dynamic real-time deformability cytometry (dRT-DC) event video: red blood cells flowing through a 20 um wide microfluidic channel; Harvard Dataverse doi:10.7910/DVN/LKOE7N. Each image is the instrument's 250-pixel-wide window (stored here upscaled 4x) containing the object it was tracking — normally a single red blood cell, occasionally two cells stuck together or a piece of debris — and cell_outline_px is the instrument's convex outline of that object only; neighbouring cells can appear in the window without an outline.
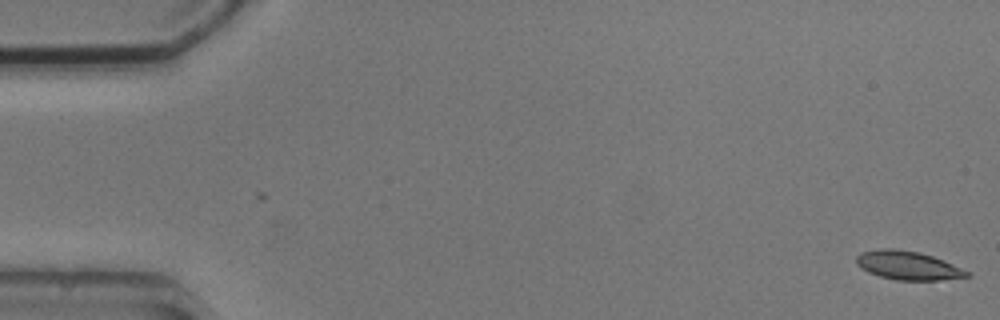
{"species": "common noctule bat (a hibernating species)", "species_latin": "Nyctalus noctula", "temperature_condition": "cold", "stored_images_in_passage": 5, "camera_frame_rate_fps": 3000, "um_per_image_px": 0.085, "animal": {"sex": "male", "body_mass_g": 20.5, "forearm_length_mm": 52.5}, "frame": {"image": 1, "passage_image": 1, "time_ms": 0.0, "image_size_px": [1000, 320], "cell_outline_px": [[972, 276], [940, 280], [896, 280], [880, 276], [868, 272], [860, 268], [856, 264], [856, 256], [860, 252], [880, 248], [892, 248], [920, 252], [944, 260], [968, 272]], "centroid_in_image_um": [77.13, 22.55], "position_along_channel_um": 7.9, "area_um2": 18.5}}